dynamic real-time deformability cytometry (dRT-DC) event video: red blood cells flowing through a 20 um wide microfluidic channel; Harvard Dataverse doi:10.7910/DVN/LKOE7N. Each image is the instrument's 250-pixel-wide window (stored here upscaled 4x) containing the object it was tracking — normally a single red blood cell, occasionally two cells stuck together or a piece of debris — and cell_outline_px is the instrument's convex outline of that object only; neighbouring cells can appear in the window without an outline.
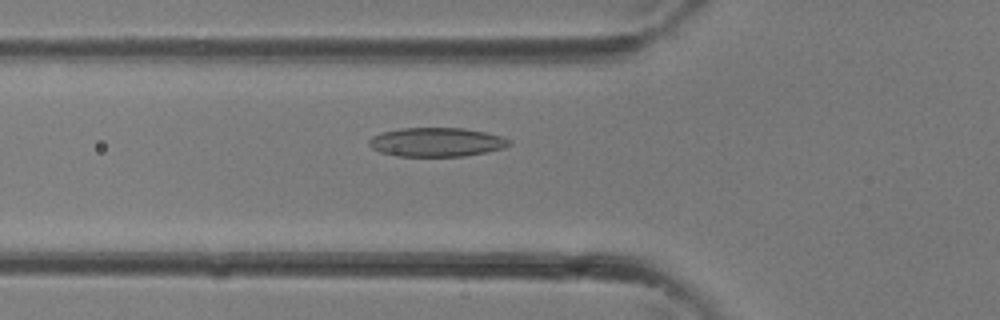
{"species": "common noctule bat (a hibernating species)", "species_latin": "Nyctalus noctula", "temperature_condition": "room temperature", "stored_images_in_passage": 27, "camera_frame_rate_fps": 3000, "um_per_image_px": 0.085, "animal": {"sex": "female"}, "frame": {"image": 1, "passage_image": 5, "time_ms": 1.333, "image_size_px": [1000, 320], "cell_outline_px": [[512, 144], [504, 148], [488, 152], [464, 156], [400, 156], [380, 152], [372, 148], [368, 144], [368, 140], [372, 136], [384, 132], [400, 128], [464, 128], [504, 136], [512, 140]], "centroid_in_image_um": [37.16, 12.08], "position_along_channel_um": 88.6, "area_um2": 23.81}}
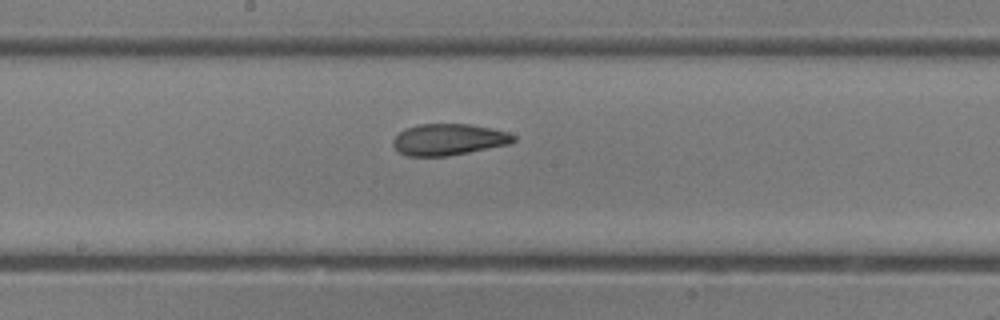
{"frame": {"image": 2, "passage_image": 11, "time_ms": 3.333, "image_size_px": [1000, 320], "cell_outline_px": [[516, 140], [512, 144], [448, 156], [408, 156], [400, 152], [392, 144], [392, 140], [404, 128], [420, 124], [468, 124], [492, 128], [508, 132], [516, 136]], "centroid_in_image_um": [38.17, 11.86], "position_along_channel_um": 210.0, "area_um2": 22.2}}
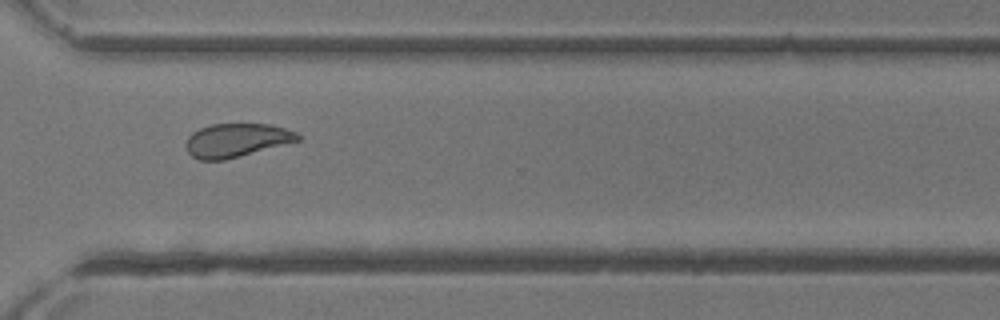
{"frame": {"image": 3, "passage_image": 18, "time_ms": 5.667, "image_size_px": [1000, 320], "cell_outline_px": [[304, 136], [300, 140], [224, 160], [200, 160], [192, 156], [188, 152], [184, 144], [188, 136], [192, 132], [200, 128], [212, 124], [268, 124], [284, 128], [296, 132]], "centroid_in_image_um": [20.08, 11.91], "position_along_channel_um": 350.5, "area_um2": 21.85}}